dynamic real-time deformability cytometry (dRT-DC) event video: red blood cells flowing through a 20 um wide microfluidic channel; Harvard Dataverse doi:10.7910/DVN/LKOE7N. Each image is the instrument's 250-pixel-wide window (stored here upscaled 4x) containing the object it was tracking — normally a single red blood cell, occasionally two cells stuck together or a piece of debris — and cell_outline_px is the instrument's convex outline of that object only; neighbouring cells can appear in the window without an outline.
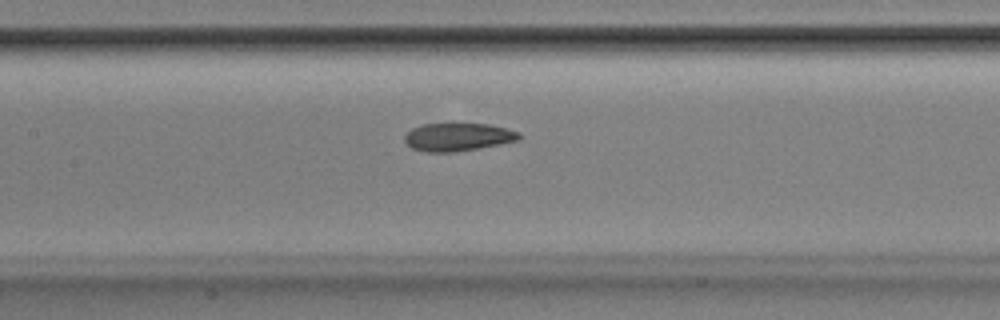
{"species": "Egyptian fruit bat (a non-hibernating species)", "species_latin": "Rousettus aegyptiacus", "temperature_condition": "room temperature", "stored_images_in_passage": 33, "camera_frame_rate_fps": 3000, "um_per_image_px": 0.085, "animal": {"sex": "male"}, "frame": {"image": 1, "passage_image": 10, "time_ms": 3.0, "image_size_px": [1000, 320], "cell_outline_px": [[520, 140], [476, 148], [452, 152], [428, 152], [412, 148], [404, 140], [404, 136], [412, 128], [420, 124], [452, 120], [488, 124], [520, 132]], "centroid_in_image_um": [38.88, 11.58], "position_along_channel_um": 168.5, "area_um2": 19.36}}
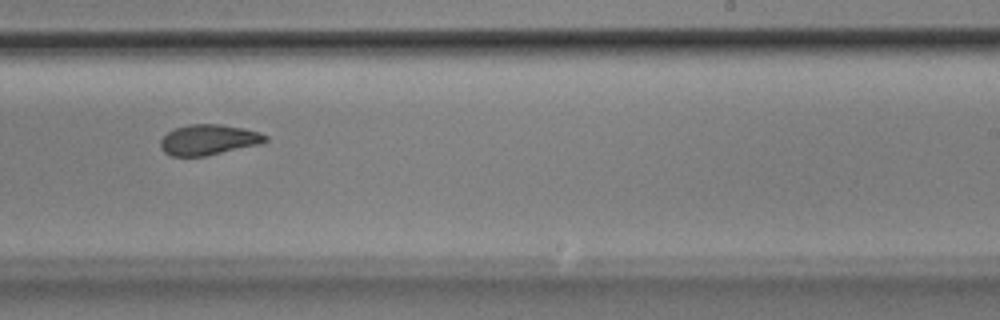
{"frame": {"image": 2, "passage_image": 18, "time_ms": 5.667, "image_size_px": [1000, 320], "cell_outline_px": [[268, 140], [264, 144], [204, 156], [172, 156], [164, 152], [160, 148], [160, 140], [168, 132], [176, 128], [188, 124], [220, 124], [244, 128], [260, 132], [268, 136]], "centroid_in_image_um": [17.77, 11.88], "position_along_channel_um": 271.2, "area_um2": 18.84}}
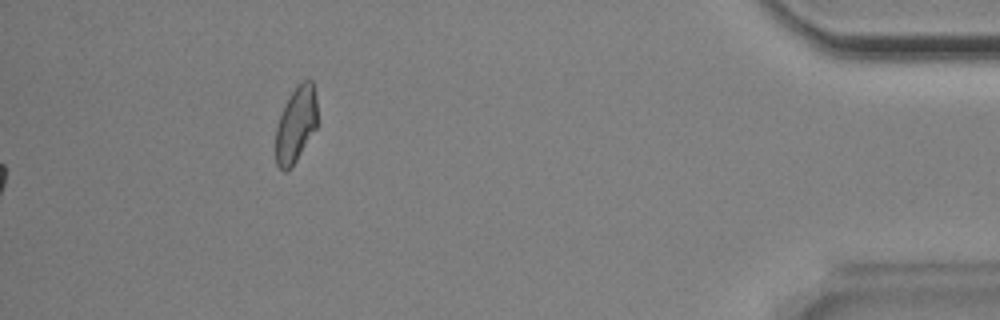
{"frame": {"image": 3, "passage_image": 33, "time_ms": 10.667, "image_size_px": [1000, 320], "cell_outline_px": [[316, 128], [292, 168], [284, 172], [276, 164], [276, 128], [284, 104], [296, 84], [304, 80], [312, 80], [316, 96]], "centroid_in_image_um": [25.14, 10.58], "position_along_channel_um": 410.1, "area_um2": 18.44}, "authors_computed_cell_mechanics": {"area_um2": 19.1896, "velocity_mm_per_s": 3.8793, "shape_relaxation_time_tau1_ms": null, "shape_relaxation_time_tau2_ms": 2.3138, "deformation_change_tau1": null, "deformation_change_tau2": 0.0881}}